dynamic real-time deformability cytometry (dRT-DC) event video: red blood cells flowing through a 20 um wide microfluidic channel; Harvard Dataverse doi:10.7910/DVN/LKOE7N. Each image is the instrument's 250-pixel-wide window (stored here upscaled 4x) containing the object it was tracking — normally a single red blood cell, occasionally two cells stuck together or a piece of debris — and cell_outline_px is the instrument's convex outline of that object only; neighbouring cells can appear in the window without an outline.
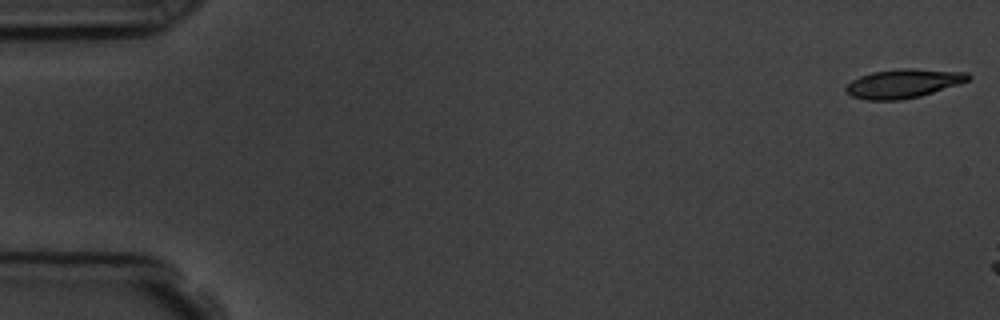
{"species": "common noctule bat (a hibernating species)", "species_latin": "Nyctalus noctula", "temperature_condition": "room temperature", "stored_images_in_passage": 9, "camera_frame_rate_fps": 3000, "um_per_image_px": 0.085, "animal": {"sex": "male", "body_mass_g": 19.5, "forearm_length_mm": 54.6}, "frame": {"image": 1, "passage_image": 1, "time_ms": 0.0, "image_size_px": [1000, 320], "cell_outline_px": [[972, 76], [968, 80], [960, 84], [920, 96], [900, 100], [864, 100], [852, 96], [844, 88], [852, 80], [860, 76], [872, 72], [900, 68], [912, 68], [968, 72]], "centroid_in_image_um": [76.8, 7.09], "position_along_channel_um": 8.2, "area_um2": 20.69}}